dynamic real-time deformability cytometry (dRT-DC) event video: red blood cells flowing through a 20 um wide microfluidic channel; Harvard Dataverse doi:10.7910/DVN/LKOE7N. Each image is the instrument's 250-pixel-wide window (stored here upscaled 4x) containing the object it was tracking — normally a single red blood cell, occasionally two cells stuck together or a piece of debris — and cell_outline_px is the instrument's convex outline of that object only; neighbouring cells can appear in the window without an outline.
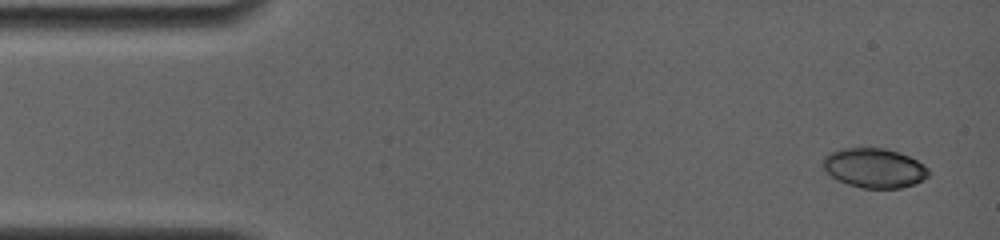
{"species": "common noctule bat (a hibernating species)", "species_latin": "Nyctalus noctula", "temperature_condition": "room temperature", "stored_images_in_passage": 7, "camera_frame_rate_fps": 4000, "um_per_image_px": 0.085, "animal": {"sex": "female", "body_mass_g": 19.0, "forearm_length_mm": 56.7}, "frame": {"image": 1, "passage_image": 1, "time_ms": 0.0, "image_size_px": [1000, 240], "cell_outline_px": [[928, 176], [916, 184], [900, 188], [860, 188], [848, 184], [832, 176], [820, 164], [820, 160], [824, 156], [832, 152], [844, 148], [884, 148], [908, 156], [924, 164], [928, 168]], "centroid_in_image_um": [74.3, 14.28], "position_along_channel_um": 10.7, "area_um2": 24.22}}
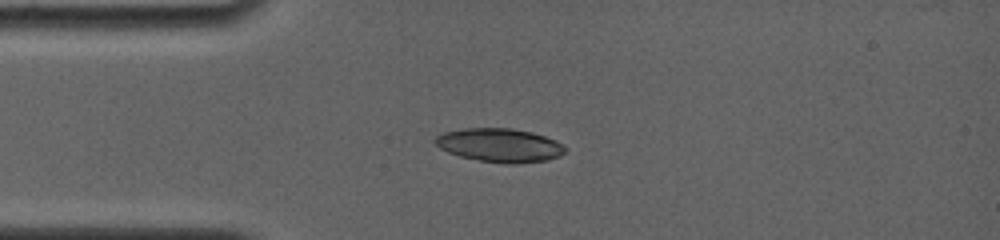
{"frame": {"image": 2, "passage_image": 5, "time_ms": 3.25, "image_size_px": [1000, 240], "cell_outline_px": [[568, 152], [560, 156], [548, 160], [516, 164], [504, 164], [480, 160], [460, 156], [448, 152], [440, 148], [432, 140], [436, 136], [444, 132], [464, 128], [512, 128], [532, 132], [556, 140], [568, 148]], "centroid_in_image_um": [42.52, 12.35], "position_along_channel_um": 42.5, "area_um2": 25.78}}
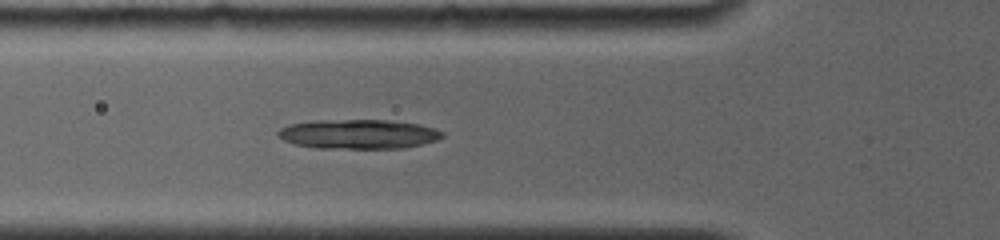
{"frame": {"image": 3, "passage_image": 7, "time_ms": 5.0, "image_size_px": [1000, 240], "cell_outline_px": [[444, 136], [436, 140], [404, 148], [312, 148], [296, 144], [284, 140], [276, 136], [276, 132], [280, 128], [288, 124], [312, 120], [388, 120], [420, 124], [444, 132]], "centroid_in_image_um": [30.41, 11.39], "position_along_channel_um": 95.4, "area_um2": 28.32}}